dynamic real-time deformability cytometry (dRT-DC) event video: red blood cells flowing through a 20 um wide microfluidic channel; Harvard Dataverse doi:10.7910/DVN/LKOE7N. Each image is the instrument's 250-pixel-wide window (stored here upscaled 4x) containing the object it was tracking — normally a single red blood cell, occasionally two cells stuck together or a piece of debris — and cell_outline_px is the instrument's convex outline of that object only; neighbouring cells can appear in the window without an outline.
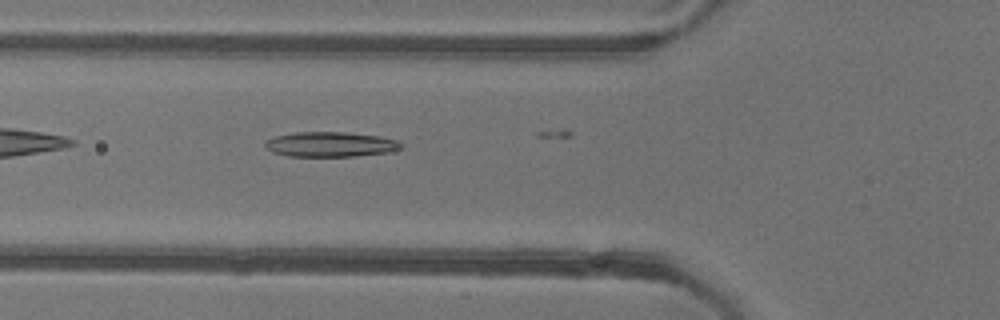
{"species": "common noctule bat (a hibernating species)", "species_latin": "Nyctalus noctula", "temperature_condition": "warm", "stored_images_in_passage": 4, "camera_frame_rate_fps": 3000, "um_per_image_px": 0.085, "animal": {"sex": "female"}, "frame": {"image": 1, "passage_image": 2, "time_ms": 0.333, "image_size_px": [1000, 320], "cell_outline_px": [[404, 148], [388, 152], [356, 156], [288, 156], [272, 152], [264, 144], [264, 140], [276, 136], [296, 132], [344, 132], [380, 136], [400, 140], [404, 144]], "centroid_in_image_um": [28.14, 12.26], "position_along_channel_um": 97.7, "area_um2": 19.94}}